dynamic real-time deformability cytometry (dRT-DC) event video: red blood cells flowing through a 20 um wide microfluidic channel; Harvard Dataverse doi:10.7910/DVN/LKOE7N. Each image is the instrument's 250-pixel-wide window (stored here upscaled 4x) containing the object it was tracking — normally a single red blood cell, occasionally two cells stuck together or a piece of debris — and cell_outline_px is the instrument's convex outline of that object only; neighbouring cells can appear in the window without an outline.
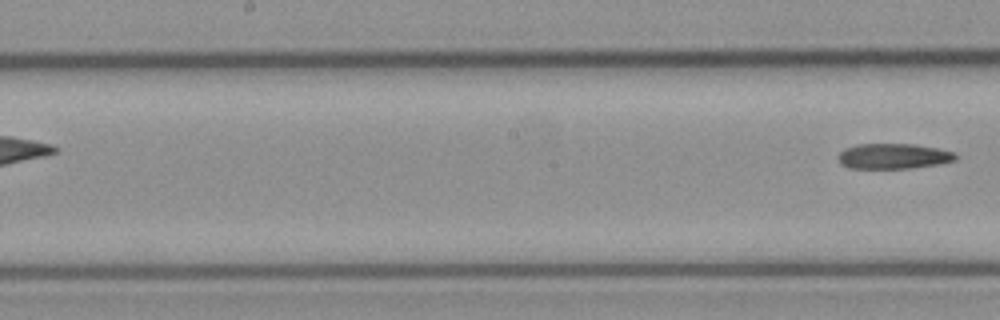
{"species": "common noctule bat (a hibernating species)", "species_latin": "Nyctalus noctula", "temperature_condition": "cold", "stored_images_in_passage": 5, "segment_of_instrument_passage": [2, 2], "camera_frame_rate_fps": 3000, "um_per_image_px": 0.085, "animal": {"sex": "female", "body_mass_g": 21.9}, "frame": {"image": 1, "passage_image": 5, "time_ms": 1.333, "image_size_px": [1000, 320], "cell_outline_px": [[956, 160], [940, 164], [912, 168], [848, 168], [840, 164], [836, 156], [844, 148], [856, 144], [912, 144], [936, 148], [956, 152]], "centroid_in_image_um": [75.91, 13.28], "position_along_channel_um": 172.3, "area_um2": 17.51}}